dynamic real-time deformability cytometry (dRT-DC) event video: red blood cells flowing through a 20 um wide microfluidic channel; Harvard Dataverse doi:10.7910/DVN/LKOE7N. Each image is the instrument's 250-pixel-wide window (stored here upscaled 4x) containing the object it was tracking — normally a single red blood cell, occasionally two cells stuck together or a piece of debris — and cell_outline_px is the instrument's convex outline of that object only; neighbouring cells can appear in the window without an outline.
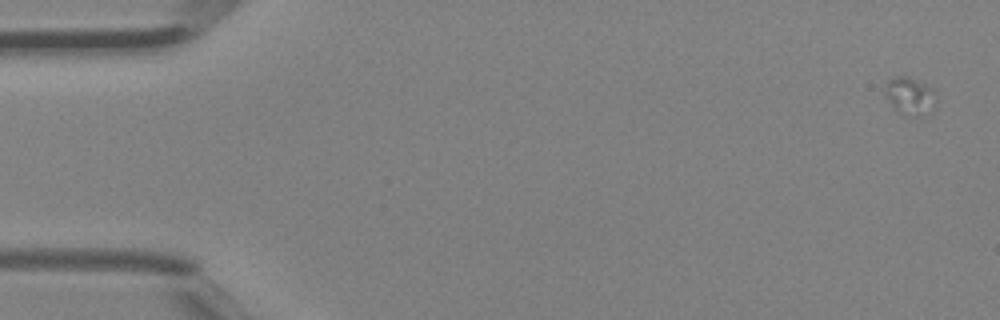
{"species": "Egyptian fruit bat (a non-hibernating species)", "species_latin": "Rousettus aegyptiacus", "temperature_condition": "room temperature", "stored_images_in_passage": 16, "camera_frame_rate_fps": 3000, "um_per_image_px": 0.085, "animal": {"sex": "female"}, "frame": {"image": 1, "passage_image": 3, "time_ms": 0.667, "image_size_px": [1000, 320], "cell_outline_px": [[936, 108], [928, 116], [904, 116], [884, 96], [884, 88], [888, 80], [896, 76], [908, 76], [936, 88]], "centroid_in_image_um": [77.42, 8.17], "position_along_channel_um": 7.6, "area_um2": 11.79}}